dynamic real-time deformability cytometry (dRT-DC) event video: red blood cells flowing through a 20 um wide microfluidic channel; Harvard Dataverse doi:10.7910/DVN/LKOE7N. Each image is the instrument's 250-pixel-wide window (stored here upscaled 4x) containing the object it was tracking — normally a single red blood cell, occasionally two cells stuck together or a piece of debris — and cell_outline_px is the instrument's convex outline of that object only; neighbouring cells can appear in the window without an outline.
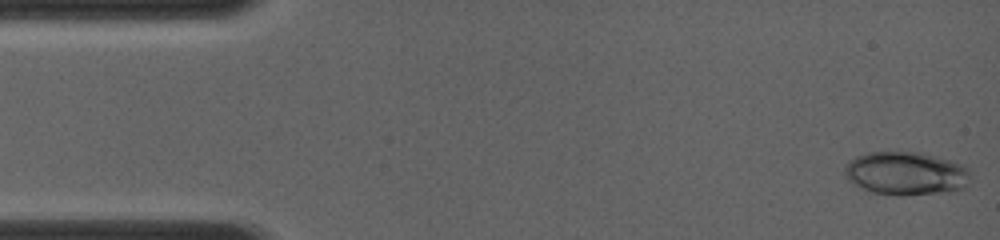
{"species": "common noctule bat (a hibernating species)", "species_latin": "Nyctalus noctula", "temperature_condition": "room temperature", "stored_images_in_passage": 21, "camera_frame_rate_fps": 4000, "um_per_image_px": 0.085, "animal": {"sex": "female", "body_mass_g": 19.0, "forearm_length_mm": 56.7}, "frame": {"image": 1, "passage_image": 1, "time_ms": 0.0, "image_size_px": [1000, 240], "cell_outline_px": [[968, 184], [964, 188], [952, 192], [904, 196], [900, 196], [872, 192], [852, 184], [844, 176], [844, 164], [848, 160], [856, 156], [868, 152], [920, 152], [952, 160], [964, 164], [968, 168]], "centroid_in_image_um": [76.99, 14.75], "position_along_channel_um": 8.0, "area_um2": 32.43}}
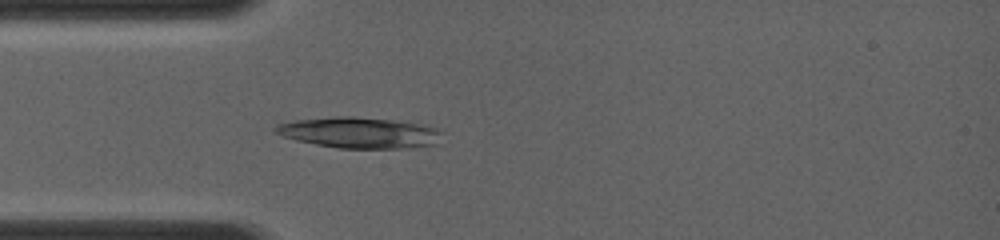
{"frame": {"image": 2, "passage_image": 20, "time_ms": 3.5, "image_size_px": [1000, 240], "cell_outline_px": [[444, 132], [436, 144], [404, 148], [340, 148], [316, 144], [284, 136], [276, 132], [272, 128], [276, 124], [296, 120], [336, 116], [352, 116], [392, 120], [424, 124], [436, 128]], "centroid_in_image_um": [30.59, 11.26], "position_along_channel_um": 54.4, "area_um2": 29.82}}